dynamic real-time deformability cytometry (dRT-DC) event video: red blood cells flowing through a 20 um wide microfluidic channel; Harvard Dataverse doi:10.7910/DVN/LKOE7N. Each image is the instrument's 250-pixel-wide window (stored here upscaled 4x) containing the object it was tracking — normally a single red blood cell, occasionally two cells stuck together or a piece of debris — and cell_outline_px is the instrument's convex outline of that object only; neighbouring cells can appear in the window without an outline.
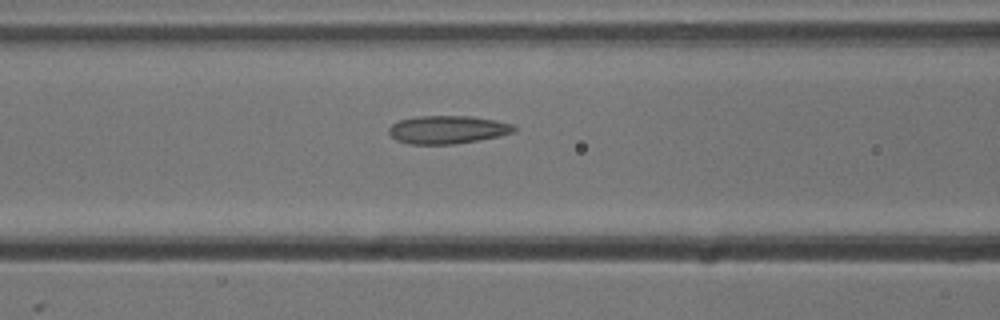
{"species": "common noctule bat (a hibernating species)", "species_latin": "Nyctalus noctula", "temperature_condition": "cold", "stored_images_in_passage": 13, "camera_frame_rate_fps": 3000, "um_per_image_px": 0.085, "animal": {"sex": "male", "body_mass_g": 13.3}, "frame": {"image": 1, "passage_image": 8, "time_ms": 2.333, "image_size_px": [1000, 320], "cell_outline_px": [[516, 132], [476, 140], [452, 144], [408, 144], [396, 140], [388, 132], [388, 128], [392, 124], [400, 120], [416, 116], [472, 116], [496, 120], [512, 124], [516, 128]], "centroid_in_image_um": [38.02, 11.01], "position_along_channel_um": 128.6, "area_um2": 20.4}}
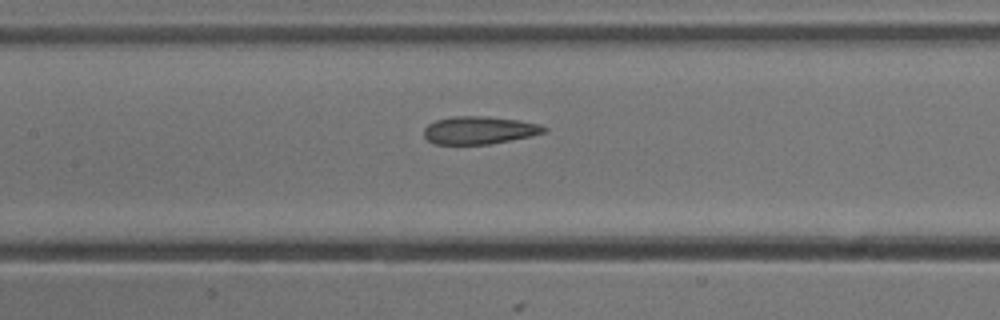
{"frame": {"image": 2, "passage_image": 11, "time_ms": 3.333, "image_size_px": [1000, 320], "cell_outline_px": [[548, 132], [532, 136], [488, 144], [432, 144], [424, 136], [424, 128], [428, 124], [436, 120], [452, 116], [488, 116], [520, 120], [540, 124], [548, 128]], "centroid_in_image_um": [40.76, 11.06], "position_along_channel_um": 166.6, "area_um2": 19.65}}